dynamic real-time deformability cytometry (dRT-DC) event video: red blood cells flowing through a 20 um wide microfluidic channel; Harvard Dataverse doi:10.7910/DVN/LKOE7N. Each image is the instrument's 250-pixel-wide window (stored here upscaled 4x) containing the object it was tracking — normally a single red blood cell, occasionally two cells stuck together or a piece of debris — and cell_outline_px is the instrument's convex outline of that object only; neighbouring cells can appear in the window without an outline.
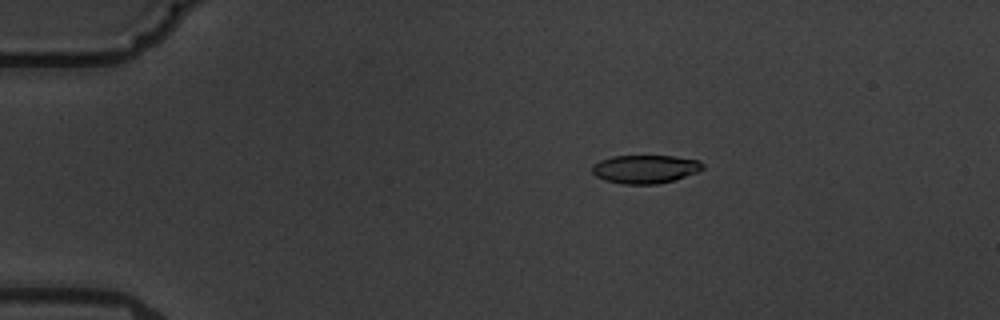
{"species": "common noctule bat (a hibernating species)", "species_latin": "Nyctalus noctula", "temperature_condition": "warm", "stored_images_in_passage": 2, "camera_frame_rate_fps": 3000, "um_per_image_px": 0.085, "animal": {"sex": "male", "body_mass_g": 19.5, "forearm_length_mm": 54.6}, "frame": {"image": 1, "passage_image": 1, "time_ms": 0.0, "image_size_px": [1000, 320], "cell_outline_px": [[704, 168], [696, 172], [672, 180], [656, 184], [624, 184], [604, 180], [596, 176], [592, 172], [592, 164], [600, 160], [612, 156], [672, 156], [700, 160], [704, 164]], "centroid_in_image_um": [54.81, 14.36], "position_along_channel_um": 30.2, "area_um2": 18.21}}